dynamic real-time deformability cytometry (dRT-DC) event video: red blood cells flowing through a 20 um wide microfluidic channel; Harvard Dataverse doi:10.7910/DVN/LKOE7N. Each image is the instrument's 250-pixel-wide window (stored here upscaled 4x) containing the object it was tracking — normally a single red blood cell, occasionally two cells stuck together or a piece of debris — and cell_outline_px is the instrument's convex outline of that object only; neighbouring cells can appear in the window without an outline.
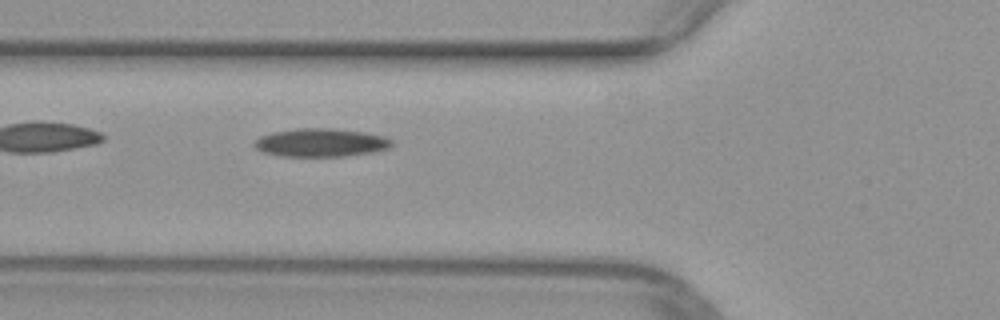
{"species": "common noctule bat (a hibernating species)", "species_latin": "Nyctalus noctula", "temperature_condition": "warm", "stored_images_in_passage": 35, "camera_frame_rate_fps": 3000, "um_per_image_px": 0.085, "animal": {"sex": "female", "body_mass_g": 29.2, "forearm_length_mm": 56.3}, "frame": {"image": 1, "passage_image": 3, "time_ms": 0.667, "image_size_px": [1000, 320], "cell_outline_px": [[392, 144], [388, 148], [372, 152], [344, 156], [280, 156], [264, 152], [256, 148], [252, 144], [260, 136], [272, 132], [296, 128], [332, 128], [364, 132], [384, 136], [392, 140]], "centroid_in_image_um": [27.25, 12.11], "position_along_channel_um": 98.6, "area_um2": 22.6}}
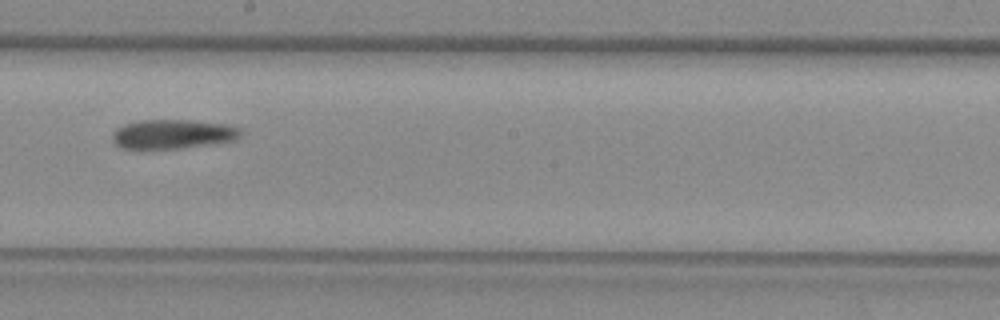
{"frame": {"image": 2, "passage_image": 13, "time_ms": 4.0, "image_size_px": [1000, 320], "cell_outline_px": [[244, 136], [236, 140], [212, 144], [180, 148], [120, 148], [112, 140], [112, 136], [116, 128], [124, 124], [144, 120], [192, 120], [224, 124], [240, 128], [244, 132]], "centroid_in_image_um": [14.75, 11.39], "position_along_channel_um": 233.4, "area_um2": 21.96}}
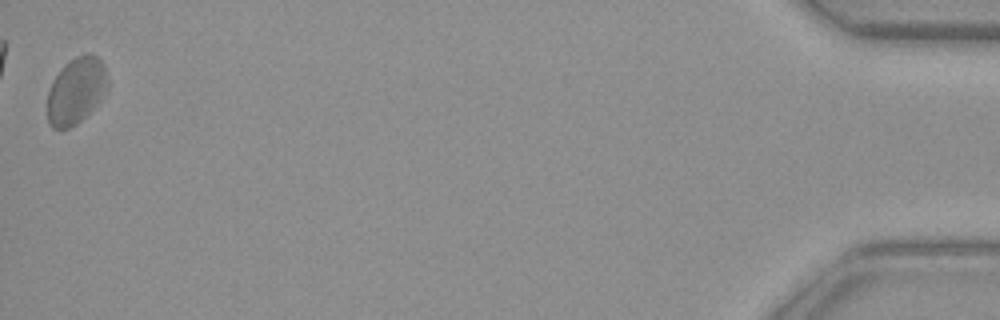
{"frame": {"image": 3, "passage_image": 35, "time_ms": 11.333, "image_size_px": [1000, 320], "cell_outline_px": [[108, 88], [88, 112], [76, 124], [68, 128], [52, 128], [48, 124], [48, 88], [52, 80], [60, 68], [64, 64], [76, 56], [88, 52], [96, 56], [104, 64], [108, 76]], "centroid_in_image_um": [6.45, 7.66], "position_along_channel_um": 428.7, "area_um2": 23.29}}